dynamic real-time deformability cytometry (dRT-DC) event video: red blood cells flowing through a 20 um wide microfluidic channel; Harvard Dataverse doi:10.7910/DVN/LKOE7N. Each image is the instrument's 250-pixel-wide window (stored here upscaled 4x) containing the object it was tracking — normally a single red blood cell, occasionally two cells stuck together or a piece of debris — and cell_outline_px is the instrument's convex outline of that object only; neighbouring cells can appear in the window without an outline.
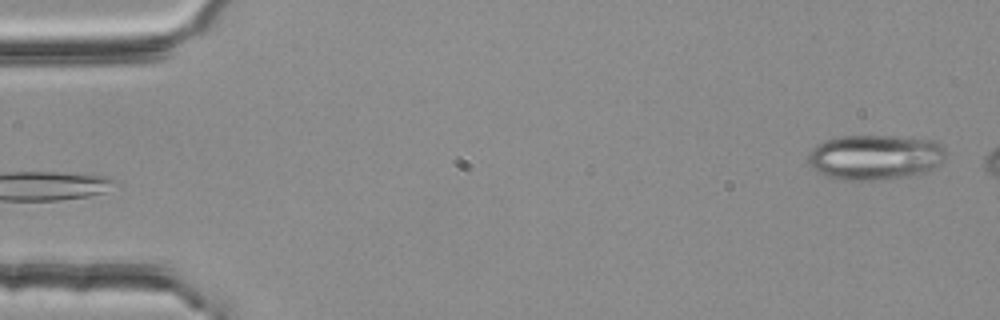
{"species": "common noctule bat (a hibernating species)", "species_latin": "Nyctalus noctula", "temperature_condition": "room temperature", "stored_images_in_passage": 3, "camera_frame_rate_fps": 3000, "um_per_image_px": 0.085, "animal": {"sex": "female", "body_mass_g": 25.1}, "frame": {"image": 1, "passage_image": 3, "time_ms": 0.667, "image_size_px": [1000, 320], "cell_outline_px": [[944, 160], [936, 168], [924, 172], [904, 176], [872, 180], [832, 180], [816, 172], [812, 168], [808, 160], [808, 152], [816, 144], [824, 140], [840, 136], [892, 136], [936, 140], [944, 148]], "centroid_in_image_um": [74.32, 13.36], "position_along_channel_um": 10.7, "area_um2": 36.53}}